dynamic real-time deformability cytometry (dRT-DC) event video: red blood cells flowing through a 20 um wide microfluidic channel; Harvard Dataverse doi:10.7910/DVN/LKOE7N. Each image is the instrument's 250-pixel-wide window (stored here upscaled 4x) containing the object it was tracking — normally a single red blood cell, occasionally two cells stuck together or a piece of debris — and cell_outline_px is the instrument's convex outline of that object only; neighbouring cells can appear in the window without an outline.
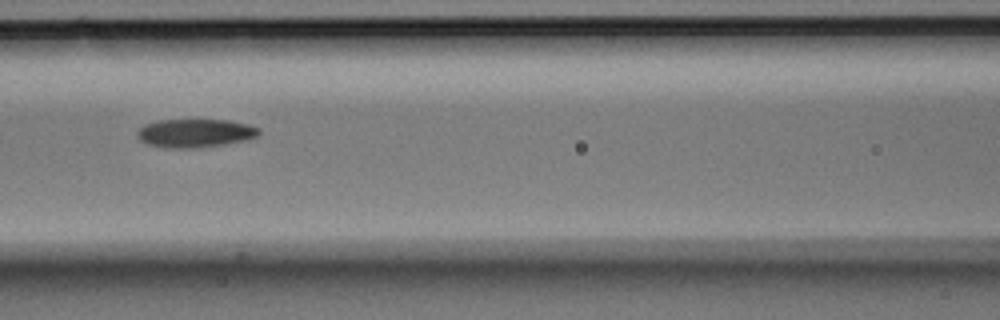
{"species": "Egyptian fruit bat (a non-hibernating species)", "species_latin": "Rousettus aegyptiacus", "temperature_condition": "room temperature", "stored_images_in_passage": 9, "camera_frame_rate_fps": 3000, "um_per_image_px": 0.085, "animal": {"sex": "male"}, "frame": {"image": 1, "passage_image": 7, "time_ms": 2.0, "image_size_px": [1000, 320], "cell_outline_px": [[260, 132], [256, 136], [248, 140], [224, 144], [196, 148], [172, 148], [148, 144], [140, 140], [136, 136], [136, 132], [144, 124], [160, 120], [228, 120], [248, 124], [256, 128]], "centroid_in_image_um": [16.56, 11.31], "position_along_channel_um": 150.0, "area_um2": 20.06}}
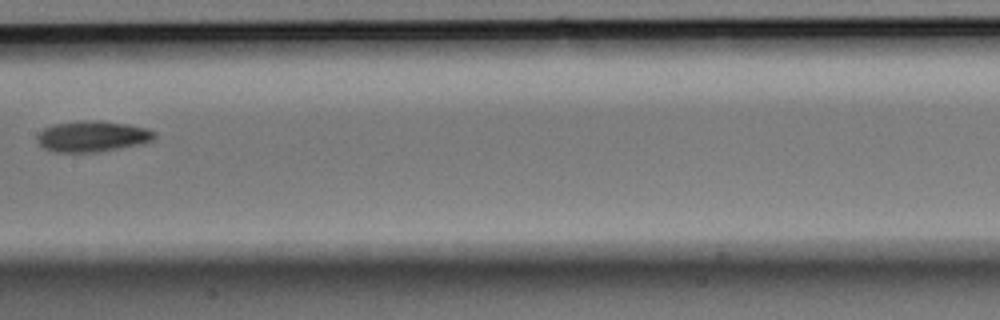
{"frame": {"image": 2, "passage_image": 8, "time_ms": 2.333, "image_size_px": [1000, 320], "cell_outline_px": [[156, 136], [152, 140], [140, 144], [96, 152], [52, 152], [44, 148], [36, 140], [36, 136], [44, 128], [52, 124], [76, 120], [100, 120], [128, 124], [144, 128], [156, 132]], "centroid_in_image_um": [7.8, 11.57], "position_along_channel_um": 199.6, "area_um2": 21.27}}
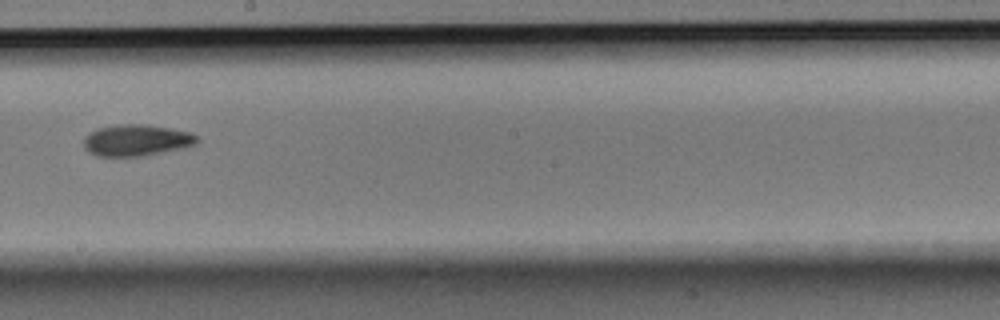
{"frame": {"image": 3, "passage_image": 9, "time_ms": 2.667, "image_size_px": [1000, 320], "cell_outline_px": [[200, 140], [196, 144], [184, 148], [140, 156], [96, 156], [88, 152], [84, 148], [84, 136], [100, 128], [116, 124], [148, 124], [172, 128], [192, 132], [200, 136]], "centroid_in_image_um": [11.66, 11.91], "position_along_channel_um": 236.5, "area_um2": 21.04}}